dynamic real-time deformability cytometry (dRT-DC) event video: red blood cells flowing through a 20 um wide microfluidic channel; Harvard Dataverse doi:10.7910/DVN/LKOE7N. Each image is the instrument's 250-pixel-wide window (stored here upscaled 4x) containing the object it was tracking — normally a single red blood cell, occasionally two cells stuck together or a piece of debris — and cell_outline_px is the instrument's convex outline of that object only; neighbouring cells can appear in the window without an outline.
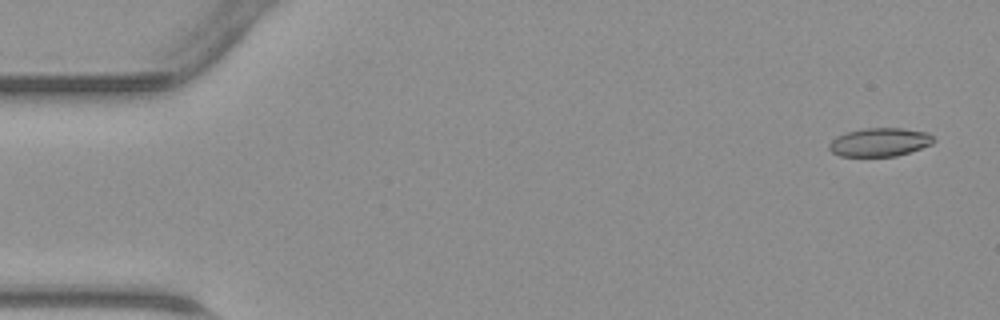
{"species": "common noctule bat (a hibernating species)", "species_latin": "Nyctalus noctula", "temperature_condition": "warm", "stored_images_in_passage": 46, "camera_frame_rate_fps": 3000, "um_per_image_px": 0.085, "animal": {"sex": "male", "body_mass_g": 23.1, "forearm_length_mm": 52.7}, "frame": {"image": 1, "passage_image": 2, "time_ms": 0.333, "image_size_px": [1000, 320], "cell_outline_px": [[936, 140], [932, 144], [896, 156], [840, 156], [832, 152], [828, 148], [828, 144], [836, 136], [848, 132], [864, 128], [900, 128], [928, 132]], "centroid_in_image_um": [74.77, 12.08], "position_along_channel_um": 10.2, "area_um2": 17.28}}
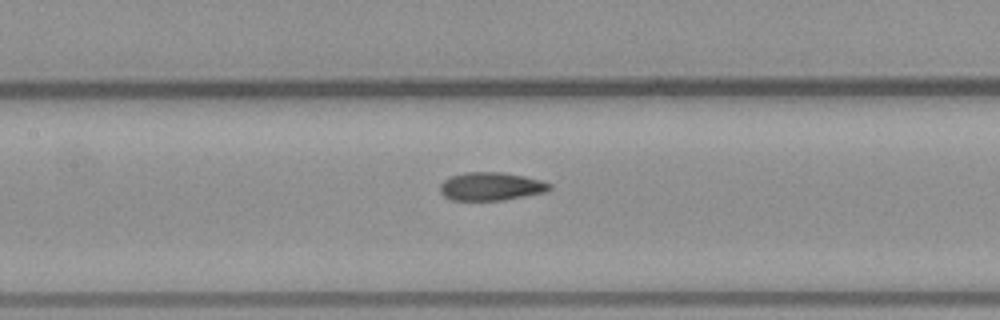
{"frame": {"image": 2, "passage_image": 21, "time_ms": 6.667, "image_size_px": [1000, 320], "cell_outline_px": [[552, 188], [544, 192], [500, 200], [452, 200], [444, 196], [440, 192], [440, 184], [444, 180], [452, 176], [464, 172], [504, 172], [524, 176], [540, 180], [552, 184]], "centroid_in_image_um": [41.71, 15.83], "position_along_channel_um": 165.7, "area_um2": 17.86}}
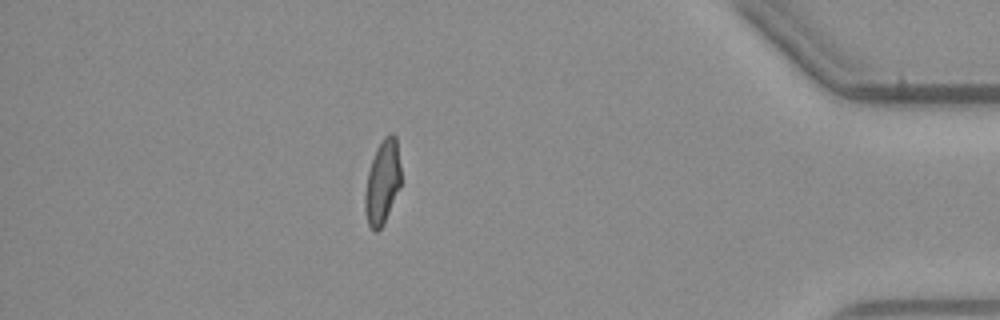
{"frame": {"image": 3, "passage_image": 40, "time_ms": 13.0, "image_size_px": [1000, 320], "cell_outline_px": [[400, 188], [384, 224], [376, 232], [368, 224], [364, 208], [364, 196], [368, 172], [376, 148], [384, 136], [388, 132], [392, 132], [396, 136], [400, 164]], "centroid_in_image_um": [32.51, 15.46], "position_along_channel_um": 402.7, "area_um2": 17.74}}